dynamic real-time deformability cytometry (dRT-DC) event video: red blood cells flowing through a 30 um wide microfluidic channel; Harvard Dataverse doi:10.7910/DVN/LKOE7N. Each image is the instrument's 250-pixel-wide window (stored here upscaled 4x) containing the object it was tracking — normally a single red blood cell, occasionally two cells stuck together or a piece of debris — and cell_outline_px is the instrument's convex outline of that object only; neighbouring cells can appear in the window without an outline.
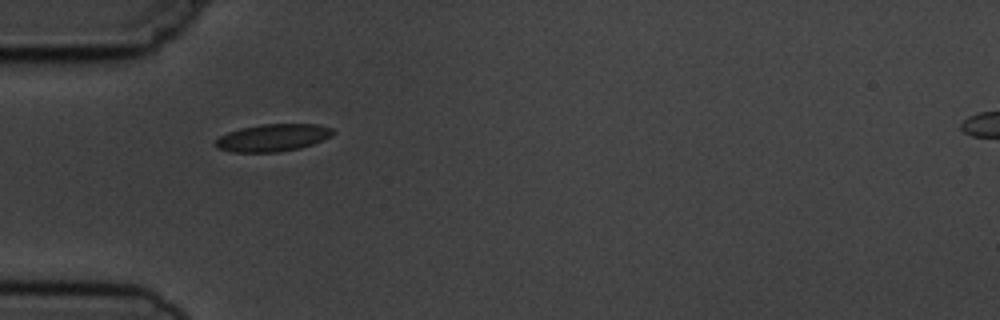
{"species": "common noctule bat (a hibernating species)", "species_latin": "Nyctalus noctula", "temperature_condition": "cold", "stored_images_in_passage": 1, "camera_frame_rate_fps": 3000, "um_per_image_px": 0.085, "animal": {"sex": "male", "body_mass_g": 19.5, "forearm_length_mm": 54.6}, "frame": {"image": 1, "passage_image": 1, "time_ms": 0.0, "image_size_px": [1000, 320], "cell_outline_px": [[336, 132], [332, 136], [324, 140], [300, 148], [280, 152], [232, 152], [216, 148], [212, 144], [220, 136], [228, 132], [240, 128], [260, 124], [316, 124], [332, 128]], "centroid_in_image_um": [23.18, 11.71], "position_along_channel_um": 61.8, "area_um2": 18.96}}